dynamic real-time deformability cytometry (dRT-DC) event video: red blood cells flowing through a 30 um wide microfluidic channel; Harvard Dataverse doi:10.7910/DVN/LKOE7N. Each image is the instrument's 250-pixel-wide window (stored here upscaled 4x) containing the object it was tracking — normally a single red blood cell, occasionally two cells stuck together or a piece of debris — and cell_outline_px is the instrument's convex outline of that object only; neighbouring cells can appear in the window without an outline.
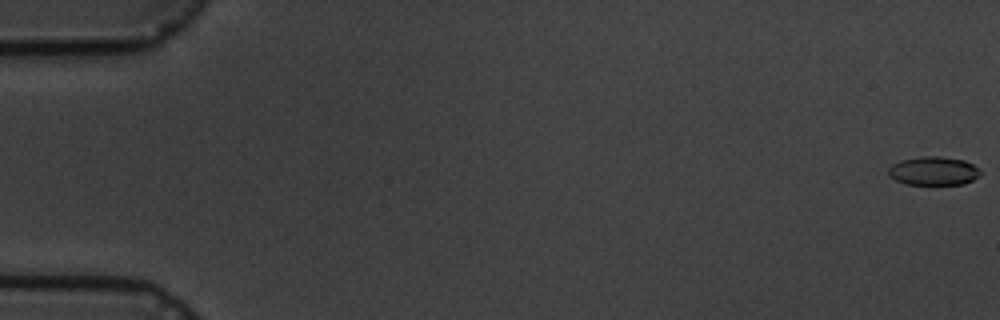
{"species": "common noctule bat (a hibernating species)", "species_latin": "Nyctalus noctula", "temperature_condition": "cold", "stored_images_in_passage": 7, "segment_of_instrument_passage": [1, 2], "camera_frame_rate_fps": 3000, "um_per_image_px": 0.085, "animal": {"sex": "male", "body_mass_g": 19.5, "forearm_length_mm": 54.6}, "frame": {"image": 1, "passage_image": 1, "time_ms": 0.0, "image_size_px": [1000, 320], "cell_outline_px": [[980, 176], [964, 184], [904, 184], [888, 176], [888, 168], [892, 164], [900, 160], [920, 156], [940, 156], [964, 160], [980, 168]], "centroid_in_image_um": [79.34, 14.52], "position_along_channel_um": 5.7, "area_um2": 15.49}}